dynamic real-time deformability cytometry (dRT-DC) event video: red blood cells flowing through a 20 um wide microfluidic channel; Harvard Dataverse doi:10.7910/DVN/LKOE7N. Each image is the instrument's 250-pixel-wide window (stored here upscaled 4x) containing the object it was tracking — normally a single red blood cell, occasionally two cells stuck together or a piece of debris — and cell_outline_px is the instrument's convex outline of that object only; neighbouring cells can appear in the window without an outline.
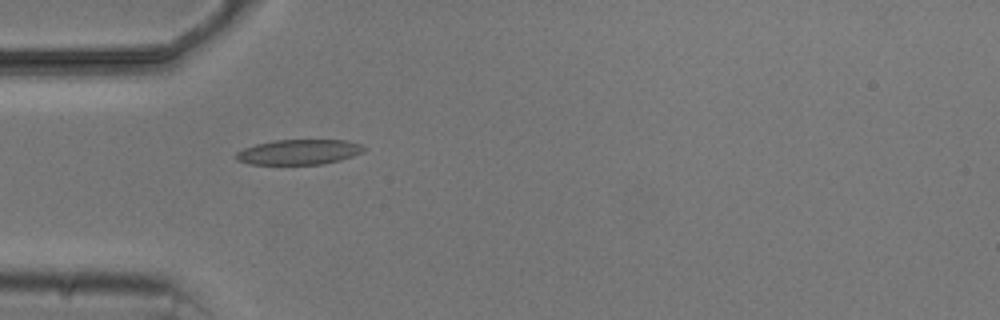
{"species": "common noctule bat (a hibernating species)", "species_latin": "Nyctalus noctula", "temperature_condition": "cold", "stored_images_in_passage": 5, "camera_frame_rate_fps": 3000, "um_per_image_px": 0.085, "animal": {"sex": "male", "body_mass_g": 20.5, "forearm_length_mm": 52.5}, "frame": {"image": 1, "passage_image": 4, "time_ms": 4.333, "image_size_px": [1000, 320], "cell_outline_px": [[368, 148], [364, 152], [340, 160], [324, 164], [248, 164], [236, 160], [236, 152], [244, 148], [256, 144], [272, 140], [344, 140], [360, 144]], "centroid_in_image_um": [25.42, 12.92], "position_along_channel_um": 59.6, "area_um2": 18.79}}
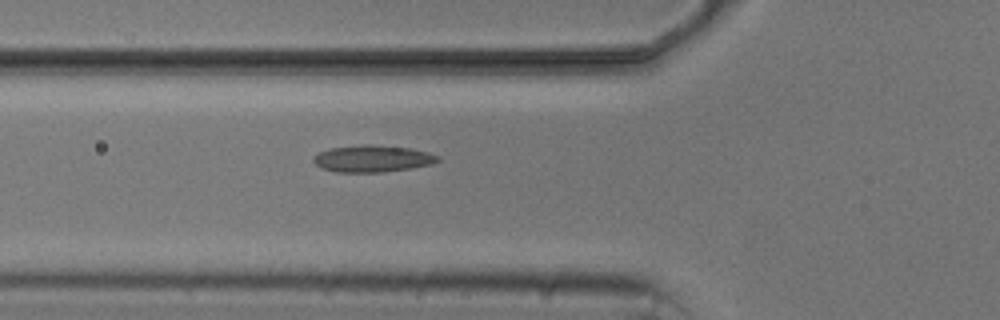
{"frame": {"image": 2, "passage_image": 5, "time_ms": 5.333, "image_size_px": [1000, 320], "cell_outline_px": [[440, 160], [432, 164], [412, 168], [384, 172], [336, 172], [320, 168], [312, 160], [312, 156], [328, 148], [360, 144], [372, 144], [412, 148], [428, 152], [440, 156]], "centroid_in_image_um": [31.65, 13.47], "position_along_channel_um": 94.1, "area_um2": 19.83}}